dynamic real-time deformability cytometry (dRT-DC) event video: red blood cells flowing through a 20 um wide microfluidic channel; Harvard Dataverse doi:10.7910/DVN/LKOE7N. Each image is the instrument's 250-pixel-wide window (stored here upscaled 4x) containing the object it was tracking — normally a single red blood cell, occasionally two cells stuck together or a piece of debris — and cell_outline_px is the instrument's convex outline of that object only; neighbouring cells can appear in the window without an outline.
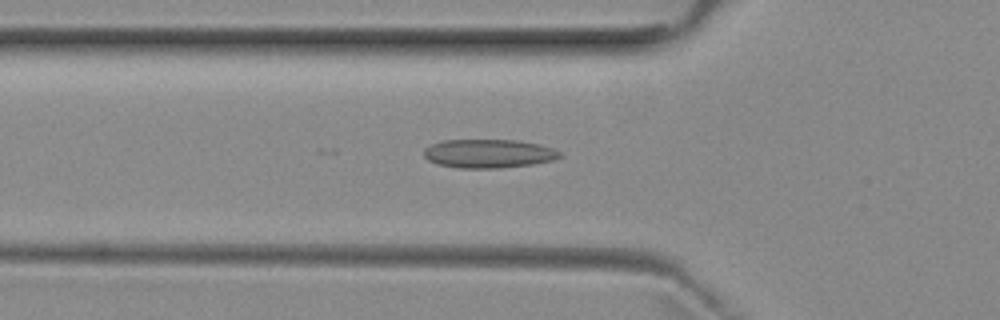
{"species": "common noctule bat (a hibernating species)", "species_latin": "Nyctalus noctula", "temperature_condition": "room temperature", "stored_images_in_passage": 32, "camera_frame_rate_fps": 3000, "um_per_image_px": 0.085, "animal": {"sex": "female", "body_mass_g": 29.2, "forearm_length_mm": 56.3}, "frame": {"image": 1, "passage_image": 10, "time_ms": 3.0, "image_size_px": [1000, 320], "cell_outline_px": [[564, 156], [552, 160], [532, 164], [500, 168], [460, 168], [436, 164], [428, 160], [424, 156], [424, 148], [432, 144], [444, 140], [520, 140], [540, 144], [552, 148], [560, 152]], "centroid_in_image_um": [41.54, 13.05], "position_along_channel_um": 84.3, "area_um2": 22.83}}
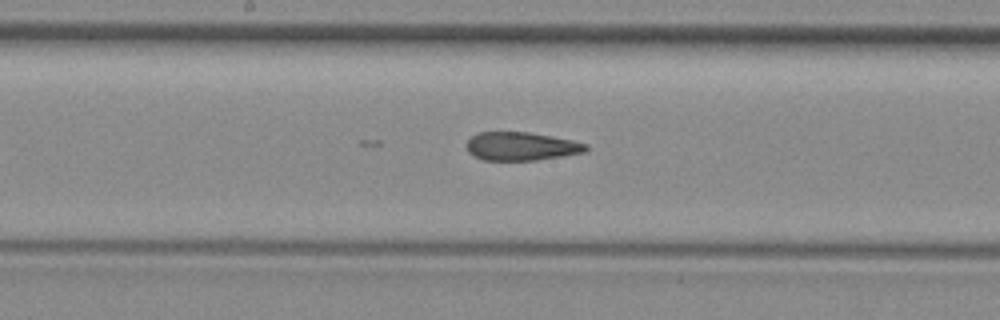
{"frame": {"image": 2, "passage_image": 19, "time_ms": 6.0, "image_size_px": [1000, 320], "cell_outline_px": [[588, 148], [584, 152], [536, 160], [484, 160], [468, 152], [468, 140], [476, 132], [528, 132], [552, 136], [572, 140], [588, 144]], "centroid_in_image_um": [44.31, 12.42], "position_along_channel_um": 203.9, "area_um2": 19.54}}
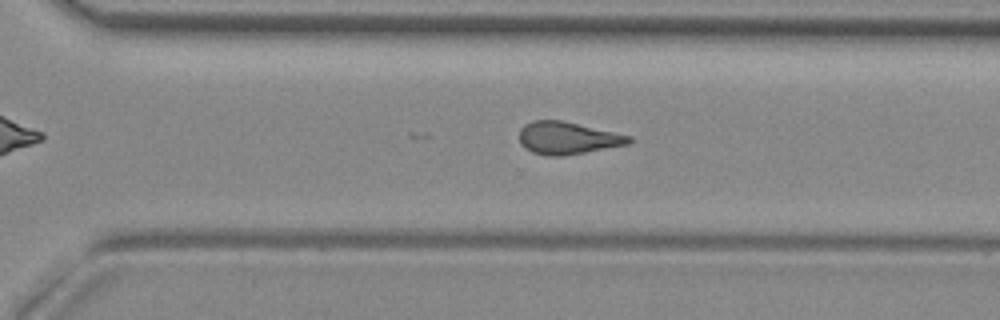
{"frame": {"image": 3, "passage_image": 28, "time_ms": 9.0, "image_size_px": [1000, 320], "cell_outline_px": [[632, 140], [628, 144], [584, 152], [560, 156], [544, 156], [532, 152], [524, 148], [520, 144], [520, 128], [524, 124], [532, 120], [564, 120], [632, 136]], "centroid_in_image_um": [48.21, 11.72], "position_along_channel_um": 322.4, "area_um2": 20.81}, "authors_computed_cell_mechanics": {"area_um2": 21.0392, "velocity_mm_per_s": 3.9687, "shape_relaxation_time_tau1_ms": null, "shape_relaxation_time_tau2_ms": 2.7922, "deformation_change_tau1": null, "deformation_change_tau2": 0.1225}}